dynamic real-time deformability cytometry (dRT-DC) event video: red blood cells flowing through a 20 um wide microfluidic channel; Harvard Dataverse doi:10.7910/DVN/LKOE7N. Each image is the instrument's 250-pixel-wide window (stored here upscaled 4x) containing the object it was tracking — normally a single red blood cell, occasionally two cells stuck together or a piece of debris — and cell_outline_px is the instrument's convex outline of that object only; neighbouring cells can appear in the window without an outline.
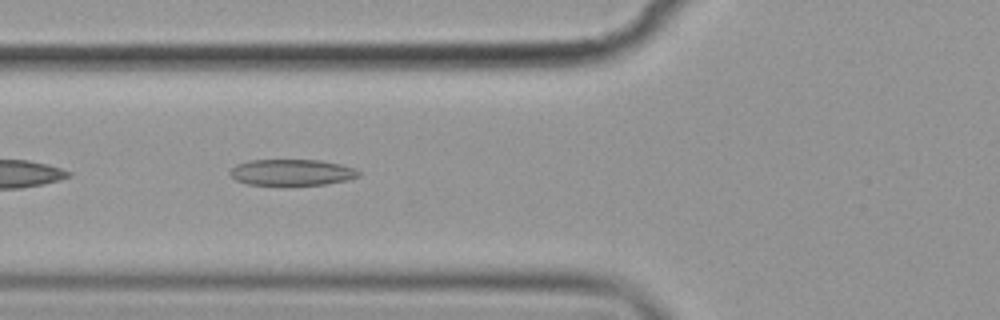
{"species": "common noctule bat (a hibernating species)", "species_latin": "Nyctalus noctula", "temperature_condition": "cold", "stored_images_in_passage": 15, "camera_frame_rate_fps": 3000, "um_per_image_px": 0.085, "animal": {"sex": "female", "body_mass_g": 19.9}, "frame": {"image": 1, "passage_image": 6, "time_ms": 6.667, "image_size_px": [1000, 320], "cell_outline_px": [[360, 176], [348, 180], [324, 184], [248, 184], [236, 180], [228, 172], [236, 164], [248, 160], [320, 160], [340, 164], [356, 168], [360, 172]], "centroid_in_image_um": [24.82, 14.63], "position_along_channel_um": 101.0, "area_um2": 19.48}}
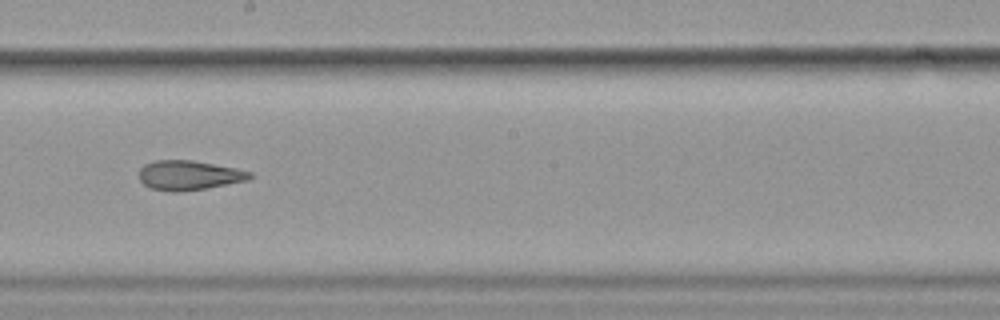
{"frame": {"image": 2, "passage_image": 9, "time_ms": 10.333, "image_size_px": [1000, 320], "cell_outline_px": [[252, 176], [248, 180], [208, 188], [176, 192], [172, 192], [152, 188], [144, 184], [140, 180], [140, 168], [144, 164], [156, 160], [192, 160], [236, 168], [252, 172]], "centroid_in_image_um": [16.07, 14.89], "position_along_channel_um": 232.1, "area_um2": 19.02}}
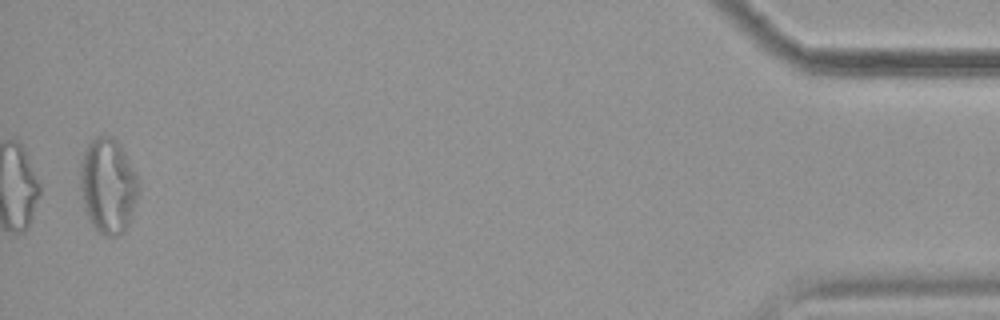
{"frame": {"image": 3, "passage_image": 15, "time_ms": 18.0, "image_size_px": [1000, 320], "cell_outline_px": [[140, 196], [128, 224], [124, 232], [120, 236], [104, 236], [92, 228], [84, 208], [80, 188], [80, 164], [84, 152], [88, 144], [96, 136], [112, 136], [120, 144], [140, 180]], "centroid_in_image_um": [9.21, 15.83], "position_along_channel_um": 426.0, "area_um2": 33.12}, "authors_computed_cell_mechanics": {"area_um2": 22.253, "velocity_mm_per_s": 3.5906, "shape_relaxation_time_tau1_ms": 5.1913, "shape_relaxation_time_tau2_ms": 2.6678, "deformation_change_tau1": 0.1646, "deformation_change_tau2": 0.1103}}